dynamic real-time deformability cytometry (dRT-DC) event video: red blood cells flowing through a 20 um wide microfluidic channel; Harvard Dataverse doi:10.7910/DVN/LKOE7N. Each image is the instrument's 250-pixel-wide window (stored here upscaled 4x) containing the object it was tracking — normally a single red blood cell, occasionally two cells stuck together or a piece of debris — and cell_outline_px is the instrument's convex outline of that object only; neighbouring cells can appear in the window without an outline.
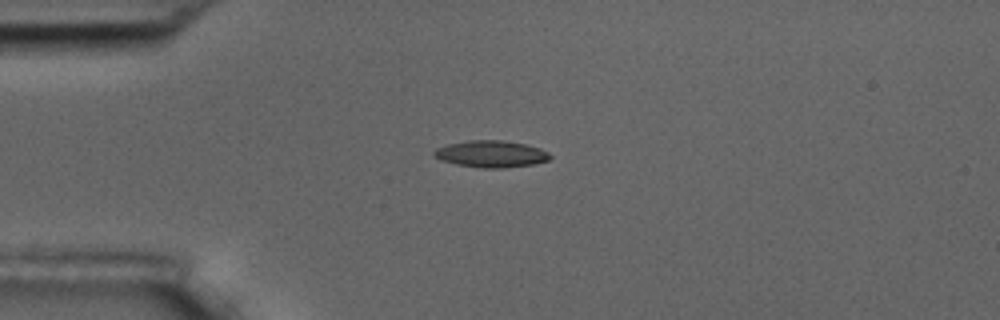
{"species": "common noctule bat (a hibernating species)", "species_latin": "Nyctalus noctula", "temperature_condition": "room temperature", "stored_images_in_passage": 6, "camera_frame_rate_fps": 3000, "um_per_image_px": 0.085, "animal": {"sex": "male", "body_mass_g": 17.5, "forearm_length_mm": 52.3}, "frame": {"image": 1, "passage_image": 4, "time_ms": 3.333, "image_size_px": [1000, 320], "cell_outline_px": [[552, 156], [548, 160], [532, 164], [500, 168], [484, 168], [456, 164], [440, 160], [432, 156], [432, 152], [436, 148], [448, 144], [468, 140], [500, 140], [524, 144], [540, 148], [548, 152]], "centroid_in_image_um": [41.7, 13.08], "position_along_channel_um": 43.3, "area_um2": 18.03}}